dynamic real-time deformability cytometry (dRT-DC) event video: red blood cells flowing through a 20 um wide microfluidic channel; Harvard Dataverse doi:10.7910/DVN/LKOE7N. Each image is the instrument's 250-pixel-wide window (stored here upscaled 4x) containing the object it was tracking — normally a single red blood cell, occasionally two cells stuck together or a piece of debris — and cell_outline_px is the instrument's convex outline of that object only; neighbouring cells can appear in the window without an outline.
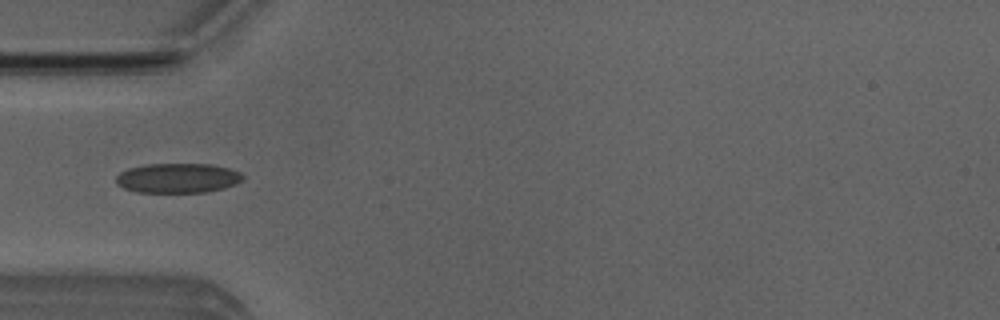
{"species": "Egyptian fruit bat (a non-hibernating species)", "species_latin": "Rousettus aegyptiacus", "temperature_condition": "room temperature", "stored_images_in_passage": 38, "camera_frame_rate_fps": 3000, "um_per_image_px": 0.085, "animal": {"sex": "male"}, "frame": {"image": 1, "passage_image": 2, "time_ms": 0.333, "image_size_px": [1000, 320], "cell_outline_px": [[244, 180], [236, 184], [224, 188], [208, 192], [136, 192], [124, 188], [116, 184], [116, 176], [120, 172], [128, 168], [148, 164], [212, 164], [228, 168], [240, 172], [244, 176]], "centroid_in_image_um": [15.12, 15.14], "position_along_channel_um": 69.9, "area_um2": 22.08}}
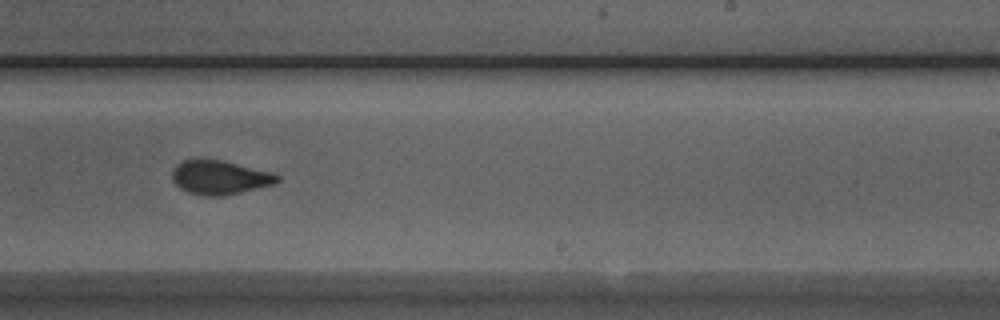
{"frame": {"image": 2, "passage_image": 17, "time_ms": 5.333, "image_size_px": [1000, 320], "cell_outline_px": [[280, 180], [276, 184], [224, 196], [204, 196], [188, 192], [180, 188], [172, 180], [172, 168], [180, 160], [200, 156], [224, 160], [276, 172], [280, 176]], "centroid_in_image_um": [18.68, 15.03], "position_along_channel_um": 270.3, "area_um2": 21.91}}
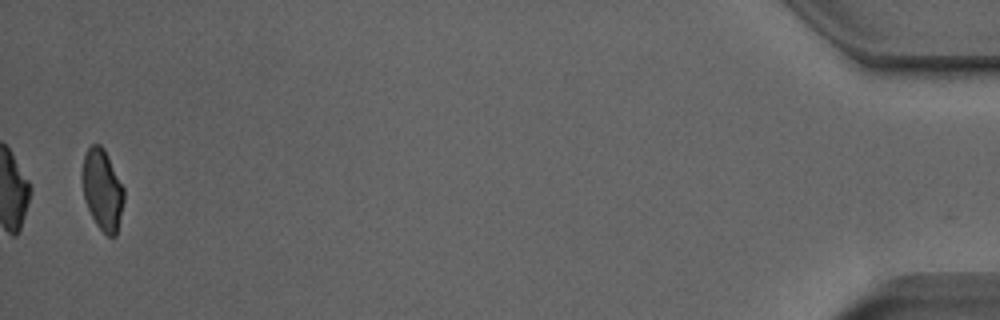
{"frame": {"image": 3, "passage_image": 36, "time_ms": 11.667, "image_size_px": [1000, 320], "cell_outline_px": [[124, 200], [116, 236], [108, 236], [96, 224], [84, 200], [80, 176], [84, 156], [88, 148], [92, 144], [100, 144], [104, 148], [124, 188]], "centroid_in_image_um": [8.68, 16.1], "position_along_channel_um": 426.5, "area_um2": 19.77}, "authors_computed_cell_mechanics": {"area_um2": 21.1259, "velocity_mm_per_s": 3.9971, "shape_relaxation_time_tau1_ms": 4.2321, "shape_relaxation_time_tau2_ms": 1.0851, "deformation_change_tau1": 0.1262, "deformation_change_tau2": 0.0585}}